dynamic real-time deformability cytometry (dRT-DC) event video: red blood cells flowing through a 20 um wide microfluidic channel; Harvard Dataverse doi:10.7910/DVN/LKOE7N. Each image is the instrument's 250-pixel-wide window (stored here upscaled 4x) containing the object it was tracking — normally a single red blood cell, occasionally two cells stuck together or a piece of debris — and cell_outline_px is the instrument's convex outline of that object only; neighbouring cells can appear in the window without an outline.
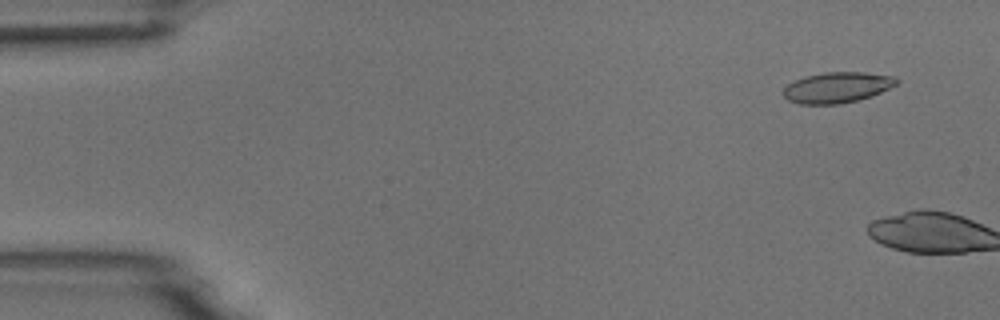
{"species": "common noctule bat (a hibernating species)", "species_latin": "Nyctalus noctula", "temperature_condition": "room temperature", "stored_images_in_passage": 6, "camera_frame_rate_fps": 3000, "um_per_image_px": 0.085, "animal": {"sex": "male", "body_mass_g": 18.8}, "frame": {"image": 1, "passage_image": 4, "time_ms": 1.0, "image_size_px": [1000, 320], "cell_outline_px": [[900, 80], [896, 84], [872, 96], [840, 104], [800, 104], [788, 100], [784, 96], [784, 88], [788, 84], [804, 76], [824, 72], [864, 72], [896, 76]], "centroid_in_image_um": [71.17, 7.42], "position_along_channel_um": 13.8, "area_um2": 20.23}}